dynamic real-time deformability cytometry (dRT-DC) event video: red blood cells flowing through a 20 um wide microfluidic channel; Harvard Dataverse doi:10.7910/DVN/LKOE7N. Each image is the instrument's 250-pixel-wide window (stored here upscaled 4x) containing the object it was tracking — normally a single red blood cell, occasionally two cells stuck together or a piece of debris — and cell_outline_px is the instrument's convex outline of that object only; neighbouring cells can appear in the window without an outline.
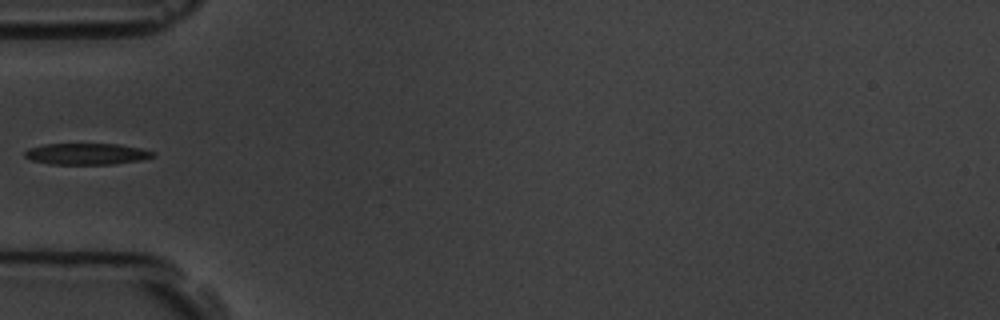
{"species": "common noctule bat (a hibernating species)", "species_latin": "Nyctalus noctula", "temperature_condition": "room temperature", "stored_images_in_passage": 5, "camera_frame_rate_fps": 3000, "um_per_image_px": 0.085, "animal": {"sex": "male", "body_mass_g": 19.5, "forearm_length_mm": 54.6}, "frame": {"image": 1, "passage_image": 5, "time_ms": 5.333, "image_size_px": [1000, 320], "cell_outline_px": [[156, 156], [140, 160], [112, 164], [48, 164], [32, 160], [24, 156], [24, 152], [28, 148], [44, 144], [120, 144], [140, 148], [156, 152]], "centroid_in_image_um": [7.37, 13.08], "position_along_channel_um": 77.6, "area_um2": 16.01}}